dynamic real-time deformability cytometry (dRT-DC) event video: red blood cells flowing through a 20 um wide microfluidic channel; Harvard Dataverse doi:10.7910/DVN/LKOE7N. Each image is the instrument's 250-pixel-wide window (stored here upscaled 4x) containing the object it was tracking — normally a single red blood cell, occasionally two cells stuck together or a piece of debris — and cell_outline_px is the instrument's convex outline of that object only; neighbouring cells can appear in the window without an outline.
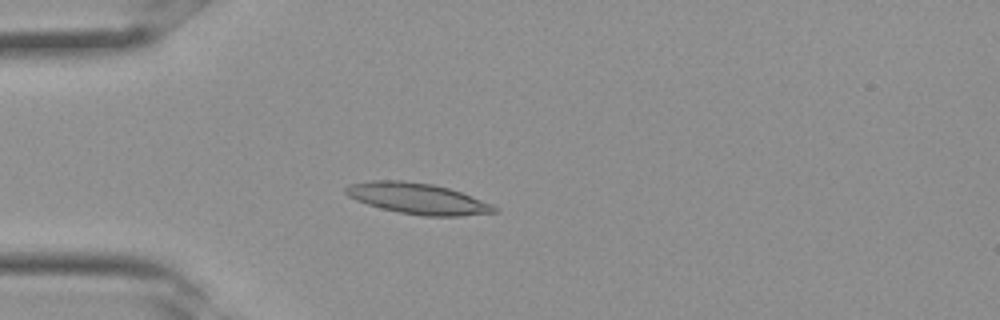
{"species": "Egyptian fruit bat (a non-hibernating species)", "species_latin": "Rousettus aegyptiacus", "temperature_condition": "room temperature", "stored_images_in_passage": 32, "camera_frame_rate_fps": 3000, "um_per_image_px": 0.085, "frame": {"image": 1, "passage_image": 8, "time_ms": 2.333, "image_size_px": [1000, 320], "cell_outline_px": [[496, 212], [460, 216], [424, 216], [400, 212], [380, 208], [356, 200], [348, 196], [344, 192], [344, 188], [348, 184], [372, 180], [400, 180], [432, 184], [448, 188], [460, 192], [492, 204], [496, 208]], "centroid_in_image_um": [35.45, 16.87], "position_along_channel_um": 49.6, "area_um2": 26.59}}
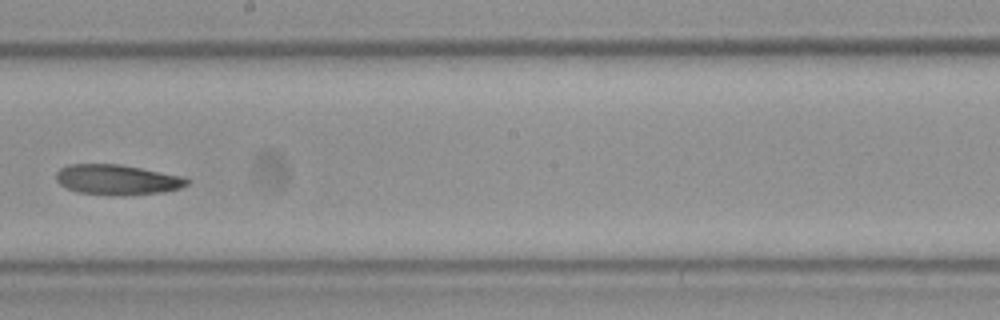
{"frame": {"image": 2, "passage_image": 18, "time_ms": 5.667, "image_size_px": [1000, 320], "cell_outline_px": [[192, 180], [188, 184], [180, 188], [164, 192], [124, 196], [112, 196], [76, 192], [60, 184], [56, 180], [56, 172], [60, 168], [68, 164], [120, 164], [184, 176]], "centroid_in_image_um": [9.99, 15.28], "position_along_channel_um": 238.2, "area_um2": 23.47}}
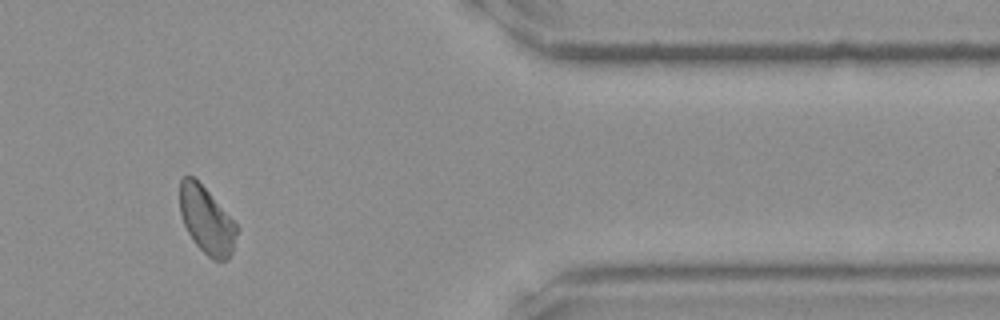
{"frame": {"image": 3, "passage_image": 27, "time_ms": 8.667, "image_size_px": [1000, 320], "cell_outline_px": [[240, 228], [232, 252], [228, 260], [212, 260], [192, 240], [184, 224], [180, 212], [180, 176], [192, 176], [208, 192]], "centroid_in_image_um": [17.57, 18.75], "position_along_channel_um": 393.8, "area_um2": 22.08}}